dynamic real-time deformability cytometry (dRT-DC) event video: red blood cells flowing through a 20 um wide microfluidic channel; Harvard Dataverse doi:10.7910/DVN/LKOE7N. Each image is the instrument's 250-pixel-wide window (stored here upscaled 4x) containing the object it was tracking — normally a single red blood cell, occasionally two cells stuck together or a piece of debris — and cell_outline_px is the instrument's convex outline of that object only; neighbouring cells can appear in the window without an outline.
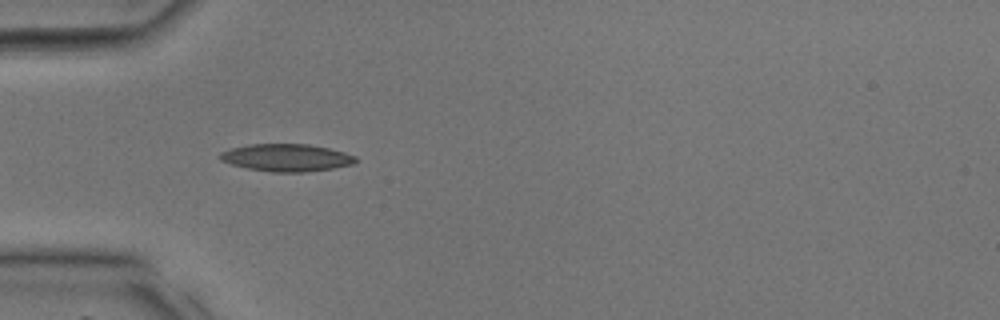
{"species": "common noctule bat (a hibernating species)", "species_latin": "Nyctalus noctula", "temperature_condition": "room temperature", "stored_images_in_passage": 5, "camera_frame_rate_fps": 3000, "um_per_image_px": 0.085, "animal": {"sex": "male", "body_mass_g": 17.9, "forearm_length_mm": 54.2}, "frame": {"image": 1, "passage_image": 2, "time_ms": 0.333, "image_size_px": [1000, 320], "cell_outline_px": [[356, 160], [352, 164], [332, 168], [304, 172], [272, 172], [248, 168], [232, 164], [220, 160], [216, 156], [220, 152], [232, 148], [248, 144], [308, 144], [328, 148], [344, 152], [356, 156]], "centroid_in_image_um": [24.31, 13.39], "position_along_channel_um": 60.7, "area_um2": 21.56}}